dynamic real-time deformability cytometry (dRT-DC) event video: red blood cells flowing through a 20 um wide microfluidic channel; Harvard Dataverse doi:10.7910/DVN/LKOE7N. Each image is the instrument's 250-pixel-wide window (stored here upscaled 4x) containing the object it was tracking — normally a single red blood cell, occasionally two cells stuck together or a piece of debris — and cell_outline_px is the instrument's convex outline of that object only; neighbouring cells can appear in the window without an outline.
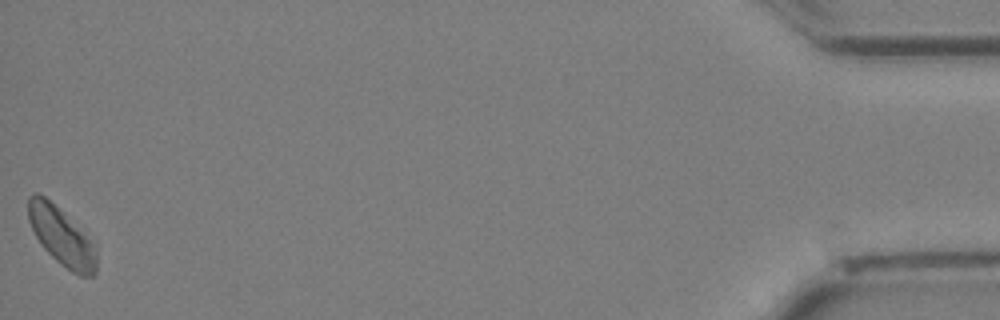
{"species": "Egyptian fruit bat (a non-hibernating species)", "species_latin": "Rousettus aegyptiacus", "temperature_condition": "cold", "stored_images_in_passage": 28, "camera_frame_rate_fps": 3000, "um_per_image_px": 0.085, "animal": {"sex": "female"}, "frame": {"image": 1, "passage_image": 28, "time_ms": 9.0, "image_size_px": [1000, 320], "cell_outline_px": [[96, 272], [92, 276], [80, 276], [72, 272], [60, 264], [44, 248], [36, 236], [28, 220], [28, 196], [36, 192], [44, 196], [96, 248]], "centroid_in_image_um": [5.19, 20.15], "position_along_channel_um": 430.0, "area_um2": 21.85}}